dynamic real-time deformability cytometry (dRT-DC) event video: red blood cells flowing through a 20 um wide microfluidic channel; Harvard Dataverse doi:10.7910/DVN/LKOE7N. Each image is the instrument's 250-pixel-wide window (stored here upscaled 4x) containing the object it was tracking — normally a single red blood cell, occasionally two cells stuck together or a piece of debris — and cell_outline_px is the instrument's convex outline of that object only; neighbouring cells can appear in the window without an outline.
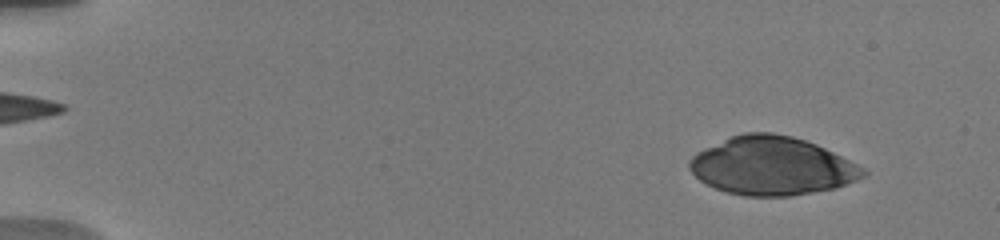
{"species": "human", "species_latin": "Homo sapiens", "temperature_condition": "warm", "stored_images_in_passage": 9, "camera_frame_rate_fps": 3000, "um_per_image_px": 0.085, "donor": {"sex": "male"}, "frame": {"image": 1, "passage_image": 2, "time_ms": 0.667, "image_size_px": [1000, 240], "cell_outline_px": [[868, 176], [836, 188], [792, 196], [744, 196], [728, 192], [716, 188], [700, 180], [688, 168], [688, 160], [696, 152], [704, 148], [732, 136], [744, 132], [772, 132], [792, 136], [816, 144], [864, 168], [868, 172]], "centroid_in_image_um": [65.62, 14.11], "position_along_channel_um": 19.4, "area_um2": 58.96}}